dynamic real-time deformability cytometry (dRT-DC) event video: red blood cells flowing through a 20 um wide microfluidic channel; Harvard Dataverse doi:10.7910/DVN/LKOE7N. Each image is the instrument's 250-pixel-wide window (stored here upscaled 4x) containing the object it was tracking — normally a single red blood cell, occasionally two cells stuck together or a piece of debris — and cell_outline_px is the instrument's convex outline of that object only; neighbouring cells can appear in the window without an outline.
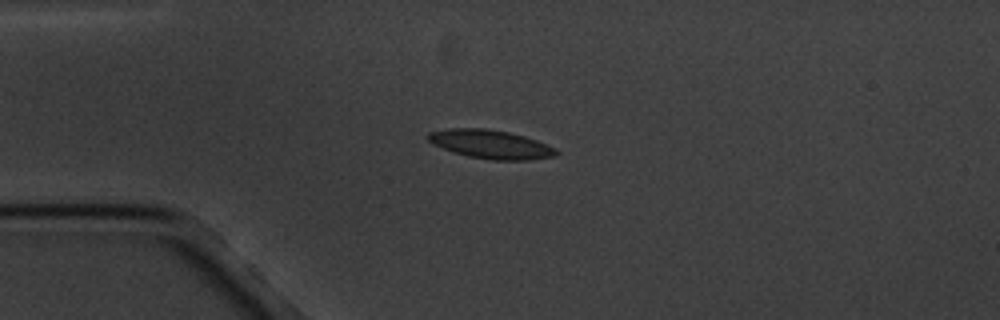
{"species": "common noctule bat (a hibernating species)", "species_latin": "Nyctalus noctula", "temperature_condition": "cold", "stored_images_in_passage": 4, "camera_frame_rate_fps": 3000, "um_per_image_px": 0.085, "animal": {"sex": "male", "body_mass_g": 20.1, "forearm_length_mm": 53.5}, "frame": {"image": 1, "passage_image": 3, "time_ms": 3.333, "image_size_px": [1000, 320], "cell_outline_px": [[560, 152], [556, 156], [528, 160], [492, 160], [468, 156], [452, 152], [432, 144], [424, 136], [428, 132], [452, 128], [484, 128], [508, 132], [524, 136], [536, 140], [556, 148]], "centroid_in_image_um": [41.69, 12.26], "position_along_channel_um": 43.3, "area_um2": 21.56}}